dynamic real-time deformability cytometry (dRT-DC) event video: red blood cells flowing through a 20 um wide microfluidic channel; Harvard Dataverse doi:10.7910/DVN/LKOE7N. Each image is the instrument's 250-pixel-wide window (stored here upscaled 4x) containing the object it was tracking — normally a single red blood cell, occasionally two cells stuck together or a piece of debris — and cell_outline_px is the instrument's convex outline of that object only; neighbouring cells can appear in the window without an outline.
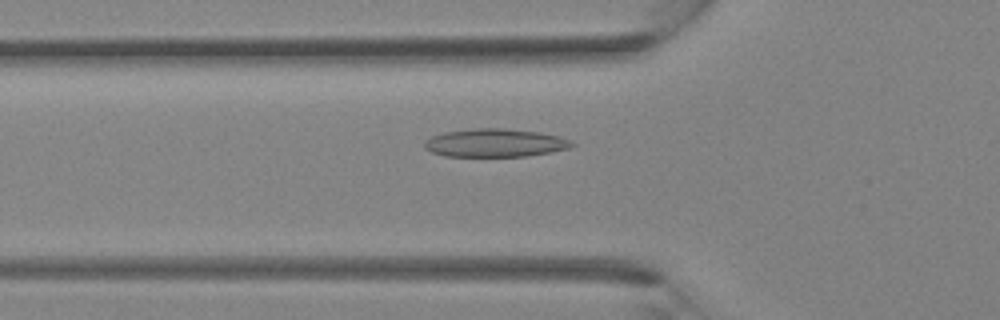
{"species": "Egyptian fruit bat (a non-hibernating species)", "species_latin": "Rousettus aegyptiacus", "temperature_condition": "room temperature", "stored_images_in_passage": 36, "camera_frame_rate_fps": 3000, "um_per_image_px": 0.085, "animal": {"sex": "female"}, "frame": {"image": 1, "passage_image": 12, "time_ms": 3.667, "image_size_px": [1000, 320], "cell_outline_px": [[576, 144], [568, 148], [528, 156], [444, 156], [432, 152], [424, 148], [424, 144], [432, 136], [444, 132], [476, 128], [504, 128], [540, 132], [560, 136]], "centroid_in_image_um": [42.08, 12.14], "position_along_channel_um": 83.7, "area_um2": 24.04}}
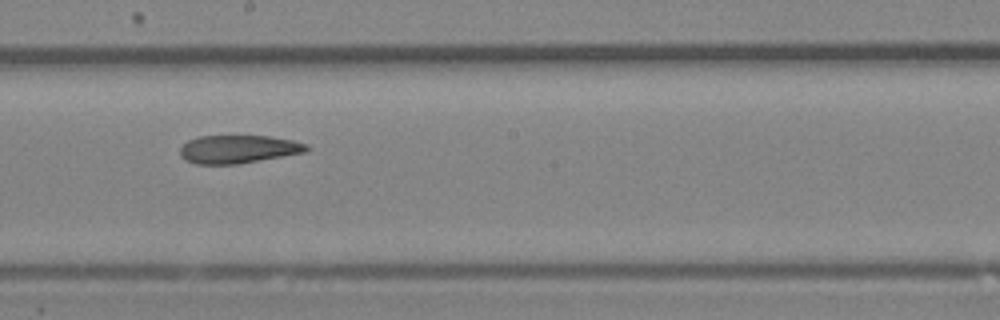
{"frame": {"image": 2, "passage_image": 20, "time_ms": 6.333, "image_size_px": [1000, 320], "cell_outline_px": [[308, 148], [304, 152], [236, 164], [196, 164], [184, 160], [180, 156], [180, 148], [188, 140], [200, 136], [268, 136], [292, 140], [308, 144]], "centroid_in_image_um": [20.2, 12.68], "position_along_channel_um": 228.0, "area_um2": 20.52}}
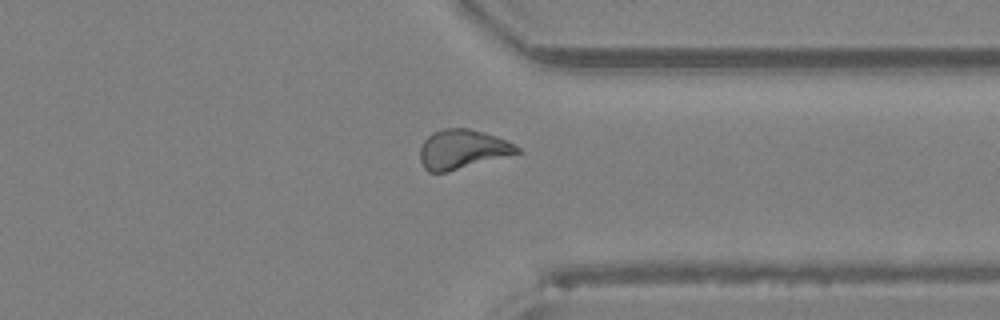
{"frame": {"image": 3, "passage_image": 28, "time_ms": 9.0, "image_size_px": [1000, 320], "cell_outline_px": [[520, 152], [448, 172], [428, 172], [424, 168], [420, 160], [420, 148], [424, 140], [432, 132], [444, 128], [468, 128], [484, 132], [496, 136], [516, 144], [520, 148]], "centroid_in_image_um": [39.28, 12.68], "position_along_channel_um": 372.1, "area_um2": 22.2}}